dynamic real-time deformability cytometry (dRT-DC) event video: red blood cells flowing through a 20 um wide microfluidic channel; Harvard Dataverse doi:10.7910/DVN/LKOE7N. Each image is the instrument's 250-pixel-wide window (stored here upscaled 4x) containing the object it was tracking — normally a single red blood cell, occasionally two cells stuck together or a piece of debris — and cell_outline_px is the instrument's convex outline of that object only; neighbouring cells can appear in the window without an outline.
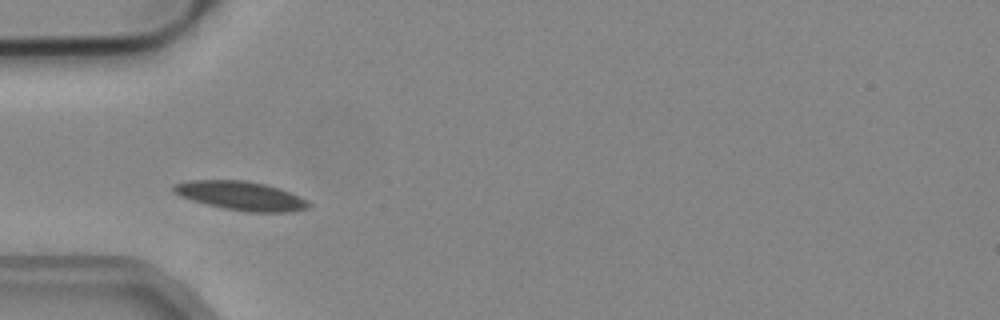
{"species": "common noctule bat (a hibernating species)", "species_latin": "Nyctalus noctula", "temperature_condition": "cold", "stored_images_in_passage": 19, "camera_frame_rate_fps": 3000, "um_per_image_px": 0.085, "animal": {"sex": "male", "body_mass_g": 19.2, "forearm_length_mm": 51.8}, "frame": {"image": 1, "passage_image": 4, "time_ms": 1.0, "image_size_px": [1000, 320], "cell_outline_px": [[312, 204], [308, 208], [292, 212], [248, 212], [224, 208], [192, 200], [180, 196], [172, 192], [172, 184], [188, 180], [244, 180], [264, 184], [280, 188]], "centroid_in_image_um": [20.43, 16.63], "position_along_channel_um": 64.6, "area_um2": 22.6}}
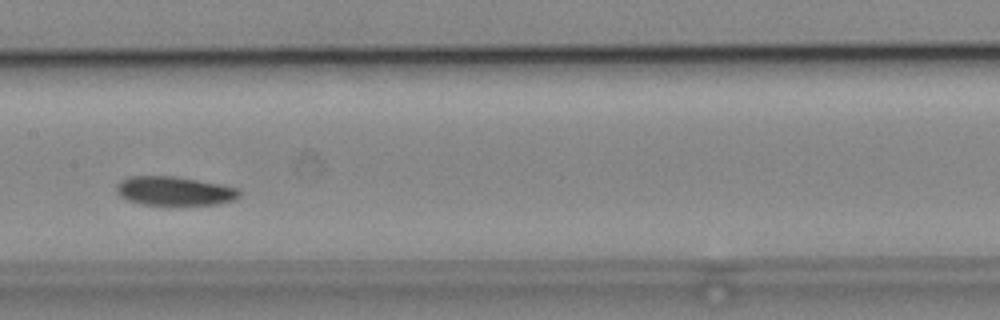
{"frame": {"image": 2, "passage_image": 14, "time_ms": 4.333, "image_size_px": [1000, 320], "cell_outline_px": [[240, 196], [232, 200], [216, 204], [180, 208], [164, 208], [144, 204], [128, 200], [120, 196], [116, 192], [116, 184], [120, 180], [128, 176], [172, 176], [220, 184], [240, 188]], "centroid_in_image_um": [14.81, 16.29], "position_along_channel_um": 192.6, "area_um2": 21.79}}